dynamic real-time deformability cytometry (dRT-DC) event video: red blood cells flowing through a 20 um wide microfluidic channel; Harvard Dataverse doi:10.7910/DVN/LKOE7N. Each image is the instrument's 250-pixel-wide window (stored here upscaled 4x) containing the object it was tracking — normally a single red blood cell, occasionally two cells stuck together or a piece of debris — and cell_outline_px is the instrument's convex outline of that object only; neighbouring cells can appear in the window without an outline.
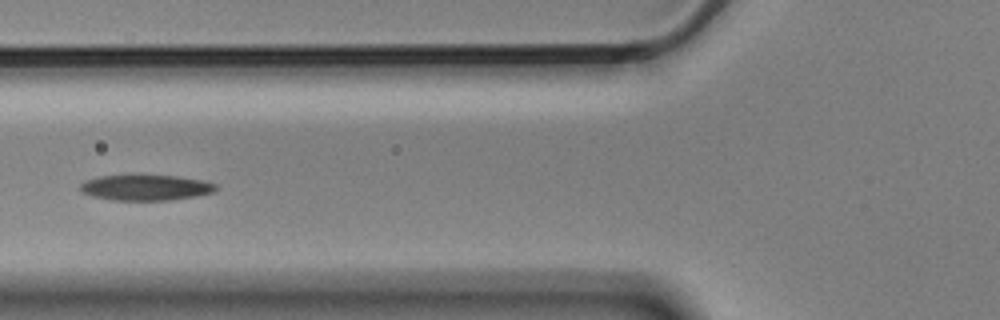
{"species": "Egyptian fruit bat (a non-hibernating species)", "species_latin": "Rousettus aegyptiacus", "temperature_condition": "cold", "stored_images_in_passage": 15, "camera_frame_rate_fps": 3000, "um_per_image_px": 0.085, "animal": {"sex": "male"}, "frame": {"image": 1, "passage_image": 6, "time_ms": 1.667, "image_size_px": [1000, 320], "cell_outline_px": [[216, 192], [196, 196], [172, 200], [112, 200], [92, 196], [80, 192], [80, 184], [88, 180], [100, 176], [176, 176], [200, 180], [216, 184]], "centroid_in_image_um": [12.39, 15.96], "position_along_channel_um": 113.4, "area_um2": 20.0}}
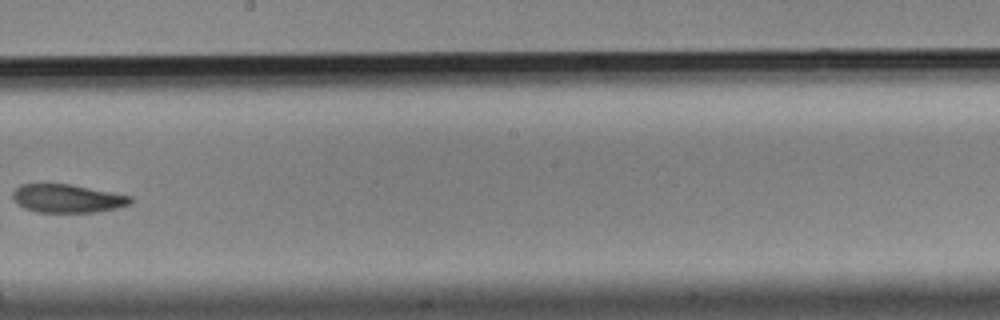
{"frame": {"image": 2, "passage_image": 9, "time_ms": 2.667, "image_size_px": [1000, 320], "cell_outline_px": [[132, 204], [120, 208], [96, 212], [36, 212], [24, 208], [16, 204], [12, 196], [12, 192], [20, 184], [72, 184], [132, 196]], "centroid_in_image_um": [5.74, 16.87], "position_along_channel_um": 242.5, "area_um2": 19.71}}
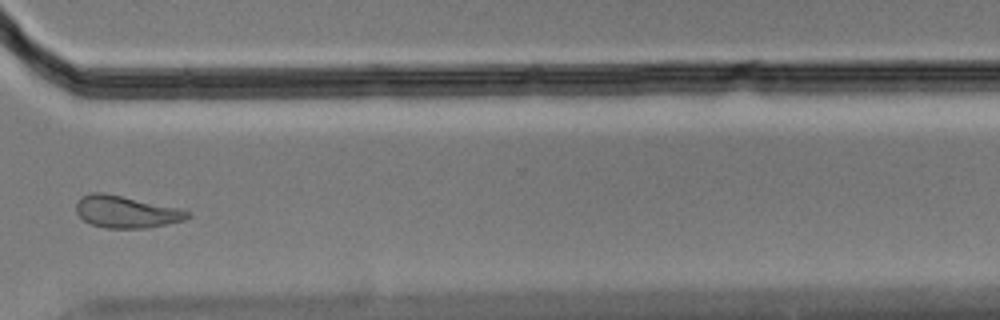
{"frame": {"image": 3, "passage_image": 12, "time_ms": 3.667, "image_size_px": [1000, 320], "cell_outline_px": [[192, 216], [184, 220], [148, 228], [108, 228], [92, 224], [84, 220], [76, 212], [76, 200], [80, 196], [92, 192], [104, 192], [176, 208], [188, 212]], "centroid_in_image_um": [10.66, 18.0], "position_along_channel_um": 359.9, "area_um2": 20.58}}